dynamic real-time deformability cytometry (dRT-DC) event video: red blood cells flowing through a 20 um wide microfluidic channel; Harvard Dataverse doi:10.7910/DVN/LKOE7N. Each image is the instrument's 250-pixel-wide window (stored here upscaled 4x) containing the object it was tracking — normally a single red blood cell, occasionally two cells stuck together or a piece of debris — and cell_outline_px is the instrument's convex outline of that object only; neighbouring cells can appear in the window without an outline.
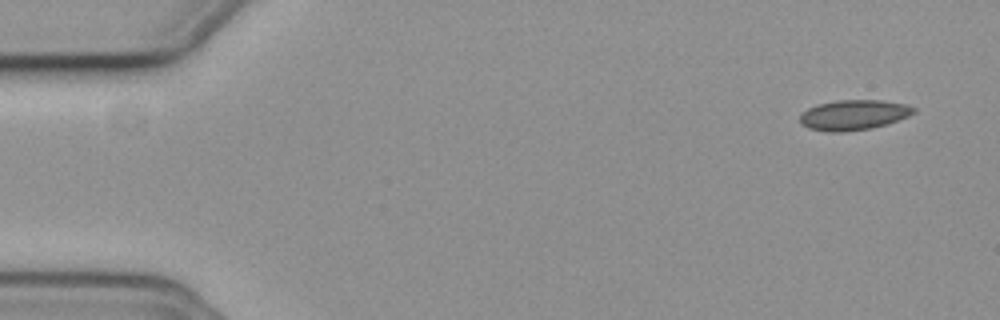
{"species": "common noctule bat (a hibernating species)", "species_latin": "Nyctalus noctula", "temperature_condition": "cold", "stored_images_in_passage": 9, "camera_frame_rate_fps": 3000, "um_per_image_px": 0.085, "animal": {"sex": "female", "body_mass_g": 19.3, "forearm_length_mm": 54.1}, "frame": {"image": 1, "passage_image": 1, "time_ms": 0.0, "image_size_px": [1000, 320], "cell_outline_px": [[916, 112], [908, 116], [872, 128], [844, 132], [828, 132], [808, 128], [800, 124], [800, 116], [808, 108], [820, 104], [840, 100], [880, 100], [904, 104], [916, 108]], "centroid_in_image_um": [72.54, 9.78], "position_along_channel_um": 12.5, "area_um2": 19.77}}